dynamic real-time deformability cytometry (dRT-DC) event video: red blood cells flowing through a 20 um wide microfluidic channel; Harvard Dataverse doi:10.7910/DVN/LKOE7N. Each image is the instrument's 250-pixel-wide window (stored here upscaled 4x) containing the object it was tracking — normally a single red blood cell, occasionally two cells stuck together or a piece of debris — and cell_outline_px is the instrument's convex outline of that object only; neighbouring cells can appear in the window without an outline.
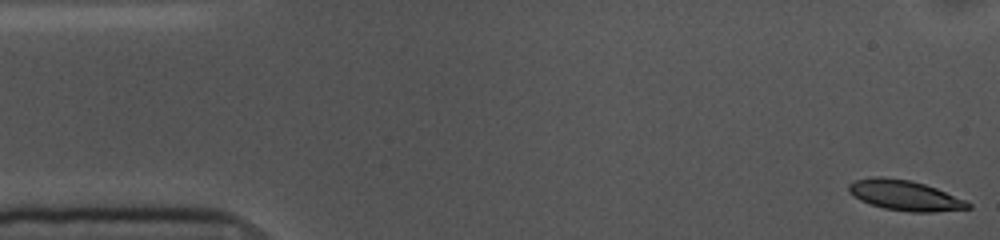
{"species": "common noctule bat (a hibernating species)", "species_latin": "Nyctalus noctula", "temperature_condition": "cold", "stored_images_in_passage": 54, "camera_frame_rate_fps": 3000, "um_per_image_px": 0.085, "animal": {"sex": "female", "body_mass_g": 10.0, "forearm_length_mm": 53.1}, "frame": {"image": 1, "passage_image": 1, "time_ms": 0.0, "image_size_px": [1000, 240], "cell_outline_px": [[972, 208], [936, 212], [912, 212], [884, 208], [860, 200], [848, 192], [848, 184], [852, 180], [876, 176], [880, 176], [908, 180], [924, 184], [936, 188], [964, 200], [972, 204]], "centroid_in_image_um": [76.89, 16.6], "position_along_channel_um": 8.1, "area_um2": 20.92}}
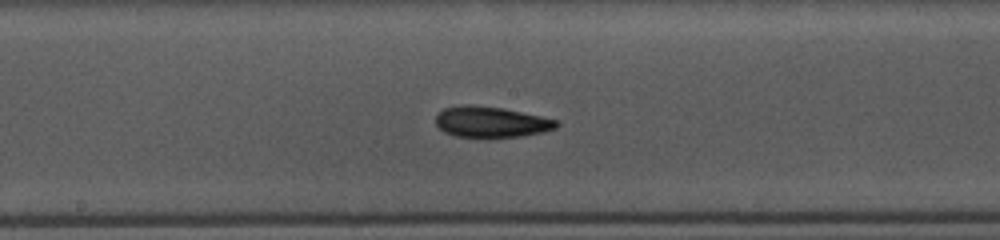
{"frame": {"image": 2, "passage_image": 27, "time_ms": 8.667, "image_size_px": [1000, 240], "cell_outline_px": [[560, 124], [556, 128], [544, 132], [520, 136], [456, 136], [444, 132], [436, 124], [436, 112], [444, 108], [460, 104], [468, 104], [504, 108], [540, 116], [556, 120]], "centroid_in_image_um": [41.71, 10.34], "position_along_channel_um": 206.5, "area_um2": 21.56}}
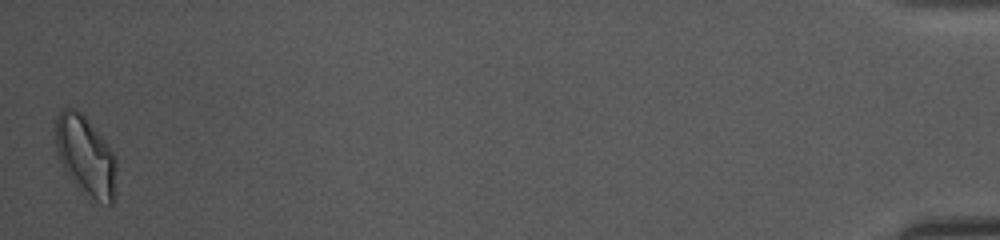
{"frame": {"image": 3, "passage_image": 54, "time_ms": 17.667, "image_size_px": [1000, 240], "cell_outline_px": [[116, 200], [112, 204], [100, 204], [76, 184], [68, 176], [60, 160], [56, 148], [56, 116], [64, 108], [76, 108], [88, 120], [108, 144], [116, 156]], "centroid_in_image_um": [7.32, 13.26], "position_along_channel_um": 427.9, "area_um2": 28.26}, "authors_computed_cell_mechanics": {"area_um2": 21.5594, "velocity_mm_per_s": 3.5688, "shape_relaxation_time_tau1_ms": 3.936, "shape_relaxation_time_tau2_ms": 4.1436, "deformation_change_tau1": 0.1121, "deformation_change_tau2": 0.1016}}